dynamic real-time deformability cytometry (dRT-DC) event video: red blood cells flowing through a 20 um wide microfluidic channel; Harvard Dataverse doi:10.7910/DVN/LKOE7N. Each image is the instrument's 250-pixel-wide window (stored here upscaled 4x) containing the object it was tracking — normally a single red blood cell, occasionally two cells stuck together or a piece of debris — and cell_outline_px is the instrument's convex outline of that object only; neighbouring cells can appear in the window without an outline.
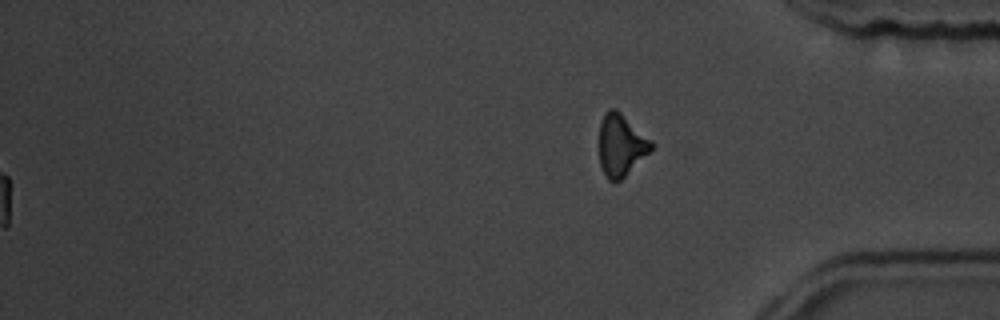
{"species": "common noctule bat (a hibernating species)", "species_latin": "Nyctalus noctula", "temperature_condition": "room temperature", "stored_images_in_passage": 54, "segment_of_instrument_passage": [2, 2], "camera_frame_rate_fps": 3000, "um_per_image_px": 0.085, "animal": {"sex": "male", "body_mass_g": 19.5, "forearm_length_mm": 54.6}, "frame": {"image": 1, "passage_image": 54, "time_ms": 17.667, "image_size_px": [1000, 320], "cell_outline_px": [[656, 148], [620, 180], [608, 180], [600, 164], [600, 120], [604, 112], [608, 108], [616, 108], [652, 140], [656, 144]], "centroid_in_image_um": [52.83, 12.3], "position_along_channel_um": 382.4, "area_um2": 19.07}}